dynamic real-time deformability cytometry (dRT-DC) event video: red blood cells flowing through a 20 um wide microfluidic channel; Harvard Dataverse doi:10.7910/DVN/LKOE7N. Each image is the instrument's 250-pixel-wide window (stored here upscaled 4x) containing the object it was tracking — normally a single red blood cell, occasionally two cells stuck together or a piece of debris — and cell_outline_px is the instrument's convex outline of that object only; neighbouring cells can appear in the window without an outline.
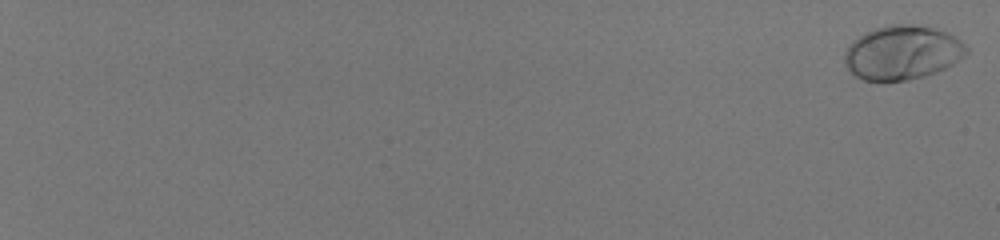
{"species": "human", "species_latin": "Homo sapiens", "temperature_condition": "room temperature", "stored_images_in_passage": 25, "camera_frame_rate_fps": 3000, "um_per_image_px": 0.085, "donor": {"sex": "male"}, "frame": {"image": 1, "passage_image": 1, "time_ms": 0.0, "image_size_px": [1000, 240], "cell_outline_px": [[968, 52], [964, 56], [952, 64], [936, 72], [924, 76], [908, 80], [864, 80], [856, 76], [844, 64], [844, 52], [852, 40], [864, 32], [888, 24], [912, 24], [932, 28], [944, 32], [960, 40], [968, 48]], "centroid_in_image_um": [76.66, 4.46], "position_along_channel_um": 8.3, "area_um2": 38.21}}
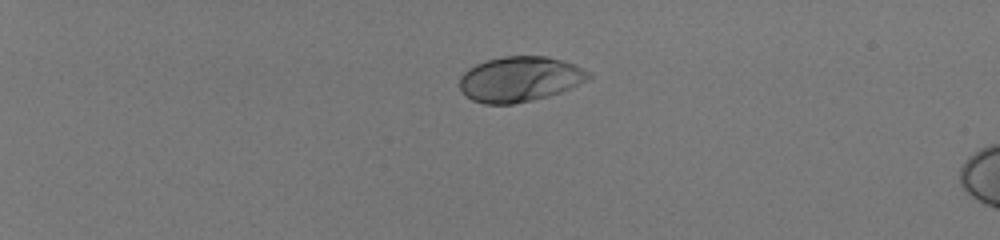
{"frame": {"image": 2, "passage_image": 18, "time_ms": 5.667, "image_size_px": [1000, 240], "cell_outline_px": [[592, 76], [560, 92], [548, 96], [532, 100], [512, 104], [484, 104], [472, 100], [460, 88], [460, 76], [468, 68], [476, 64], [488, 60], [504, 56], [544, 56], [564, 60], [592, 72]], "centroid_in_image_um": [44.17, 6.71], "position_along_channel_um": 40.8, "area_um2": 33.7}}